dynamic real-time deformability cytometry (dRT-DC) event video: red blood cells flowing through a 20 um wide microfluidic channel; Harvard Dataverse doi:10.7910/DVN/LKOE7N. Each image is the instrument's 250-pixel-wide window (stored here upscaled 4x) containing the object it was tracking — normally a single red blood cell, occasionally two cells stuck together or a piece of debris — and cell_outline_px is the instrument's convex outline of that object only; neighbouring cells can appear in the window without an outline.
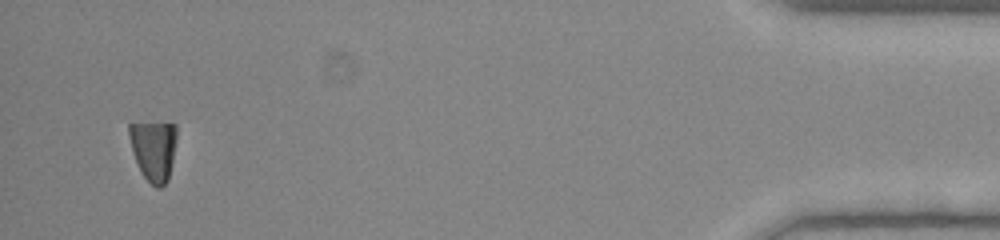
{"species": "human", "species_latin": "Homo sapiens", "temperature_condition": "room temperature", "stored_images_in_passage": 52, "segment_of_instrument_passage": [2, 2], "camera_frame_rate_fps": 3000, "um_per_image_px": 0.085, "donor": {"sex": "female"}, "frame": {"image": 1, "passage_image": 52, "time_ms": 17.0, "image_size_px": [1000, 240], "cell_outline_px": [[176, 140], [168, 180], [160, 188], [156, 188], [140, 172], [132, 152], [128, 132], [128, 124], [176, 124]], "centroid_in_image_um": [13.04, 12.77], "position_along_channel_um": 422.2, "area_um2": 16.59}}